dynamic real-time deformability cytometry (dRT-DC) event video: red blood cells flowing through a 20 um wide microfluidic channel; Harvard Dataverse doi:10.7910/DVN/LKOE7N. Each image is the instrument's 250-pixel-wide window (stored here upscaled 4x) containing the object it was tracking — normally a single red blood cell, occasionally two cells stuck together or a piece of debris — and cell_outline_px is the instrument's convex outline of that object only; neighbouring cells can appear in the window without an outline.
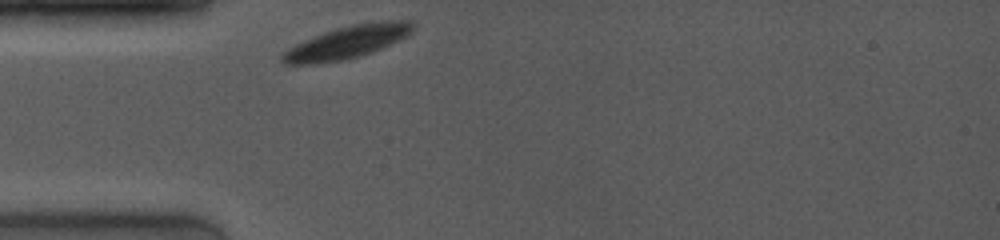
{"species": "common noctule bat (a hibernating species)", "species_latin": "Nyctalus noctula", "temperature_condition": "room temperature", "stored_images_in_passage": 42, "camera_frame_rate_fps": 4000, "um_per_image_px": 0.085, "animal": {"sex": "female", "body_mass_g": 19.0, "forearm_length_mm": 53.3}, "frame": {"image": 1, "passage_image": 1, "time_ms": 0.0, "image_size_px": [1000, 240], "cell_outline_px": [[416, 24], [404, 36], [380, 48], [344, 60], [308, 64], [284, 64], [280, 60], [280, 56], [288, 48], [304, 40], [324, 32], [352, 24], [384, 20], [408, 20]], "centroid_in_image_um": [29.44, 3.57], "position_along_channel_um": 55.6, "area_um2": 24.16}}
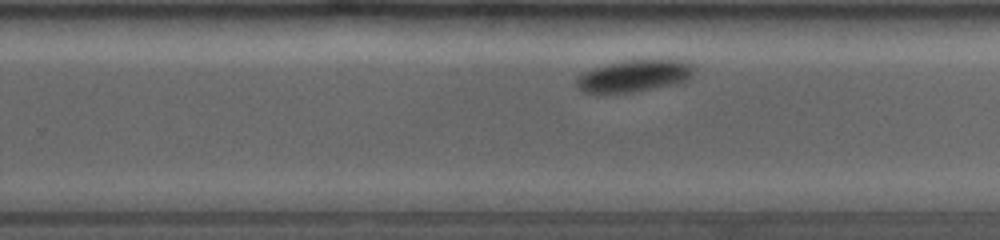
{"frame": {"image": 2, "passage_image": 27, "time_ms": 6.25, "image_size_px": [1000, 240], "cell_outline_px": [[696, 68], [692, 76], [684, 84], [632, 92], [596, 96], [584, 92], [576, 88], [576, 80], [584, 72], [592, 68], [604, 64], [624, 60], [684, 60], [696, 64]], "centroid_in_image_um": [53.94, 6.49], "position_along_channel_um": 275.9, "area_um2": 23.06}}
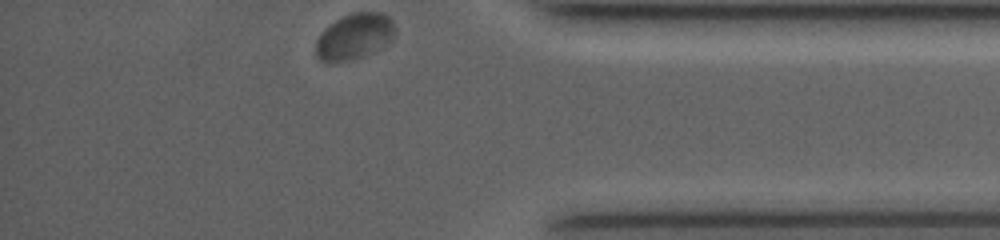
{"frame": {"image": 3, "passage_image": 42, "time_ms": 10.0, "image_size_px": [1000, 240], "cell_outline_px": [[396, 32], [392, 40], [372, 52], [364, 56], [332, 64], [320, 60], [316, 56], [316, 40], [324, 28], [328, 24], [352, 12], [380, 12], [388, 16], [392, 20], [396, 28]], "centroid_in_image_um": [30.11, 3.1], "position_along_channel_um": 405.1, "area_um2": 21.44}, "authors_computed_cell_mechanics": {"area_um2": 23.4379, "velocity_mm_per_s": 3.6247, "shape_relaxation_time_tau1_ms": 1.5823, "shape_relaxation_time_tau2_ms": null, "deformation_change_tau1": 0.088, "deformation_change_tau2": null}}